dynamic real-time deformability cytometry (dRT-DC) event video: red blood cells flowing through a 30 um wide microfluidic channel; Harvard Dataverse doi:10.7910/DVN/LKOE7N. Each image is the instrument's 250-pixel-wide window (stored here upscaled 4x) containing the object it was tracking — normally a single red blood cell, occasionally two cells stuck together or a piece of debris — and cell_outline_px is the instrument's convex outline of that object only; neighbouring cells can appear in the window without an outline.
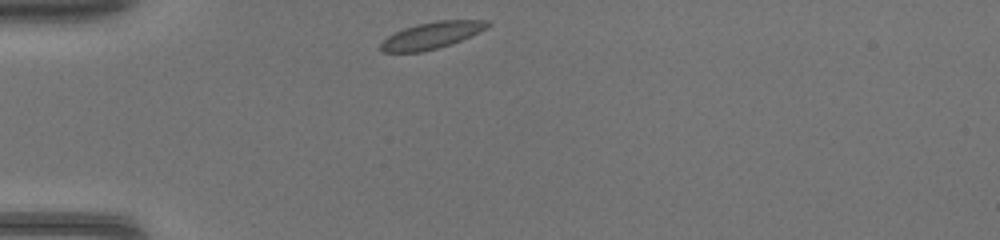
{"species": "common noctule bat (a hibernating species)", "species_latin": "Nyctalus noctula", "temperature_condition": "warm", "stored_images_in_passage": 34, "camera_frame_rate_fps": 3000, "um_per_image_px": 0.085, "animal": {"sex": "female", "body_mass_g": 17.0, "forearm_length_mm": 48.0}, "frame": {"image": 1, "passage_image": 1, "time_ms": 0.0, "image_size_px": [1000, 240], "cell_outline_px": [[492, 24], [460, 40], [436, 48], [420, 52], [384, 52], [380, 48], [380, 44], [388, 36], [404, 28], [416, 24], [436, 20], [488, 20]], "centroid_in_image_um": [36.65, 2.99], "position_along_channel_um": 48.4, "area_um2": 16.18}}
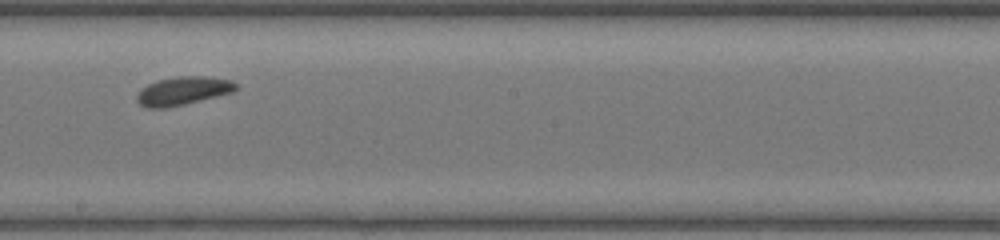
{"frame": {"image": 2, "passage_image": 15, "time_ms": 4.667, "image_size_px": [1000, 240], "cell_outline_px": [[240, 88], [232, 92], [184, 104], [164, 108], [148, 108], [140, 104], [136, 100], [136, 96], [148, 84], [160, 80], [176, 76], [204, 76], [232, 80]], "centroid_in_image_um": [15.58, 7.72], "position_along_channel_um": 232.6, "area_um2": 16.13}}
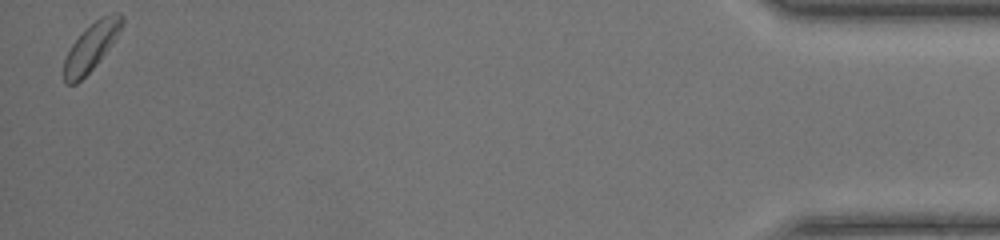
{"frame": {"image": 3, "passage_image": 34, "time_ms": 11.0, "image_size_px": [1000, 240], "cell_outline_px": [[124, 24], [112, 44], [96, 64], [76, 84], [64, 84], [64, 60], [72, 44], [100, 16], [116, 12], [120, 12], [124, 16]], "centroid_in_image_um": [7.78, 3.96], "position_along_channel_um": 427.4, "area_um2": 15.72}}